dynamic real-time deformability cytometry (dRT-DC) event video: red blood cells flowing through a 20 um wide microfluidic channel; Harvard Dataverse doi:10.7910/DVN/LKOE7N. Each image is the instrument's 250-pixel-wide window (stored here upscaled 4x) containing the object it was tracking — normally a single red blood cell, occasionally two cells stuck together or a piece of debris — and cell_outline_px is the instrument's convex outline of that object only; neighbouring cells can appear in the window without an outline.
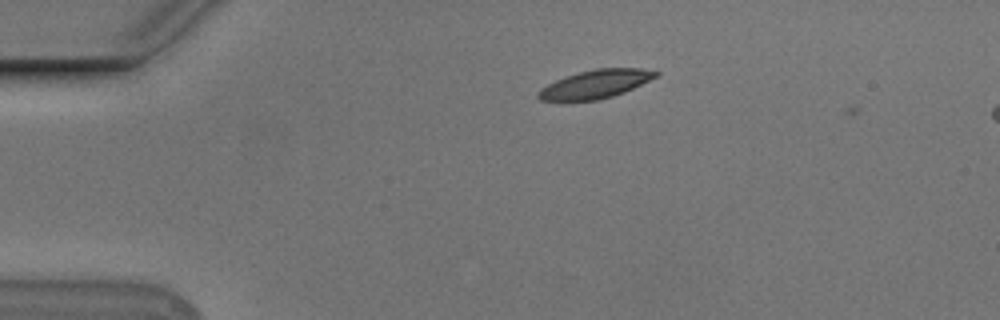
{"species": "Egyptian fruit bat (a non-hibernating species)", "species_latin": "Rousettus aegyptiacus", "temperature_condition": "cold", "stored_images_in_passage": 4, "camera_frame_rate_fps": 3000, "um_per_image_px": 0.085, "animal": {"sex": "male"}, "frame": {"image": 1, "passage_image": 1, "time_ms": 0.0, "image_size_px": [1000, 320], "cell_outline_px": [[660, 72], [656, 76], [624, 92], [612, 96], [596, 100], [540, 100], [536, 96], [536, 92], [540, 88], [556, 80], [580, 72], [596, 68], [640, 68]], "centroid_in_image_um": [50.58, 7.15], "position_along_channel_um": 34.4, "area_um2": 19.02}}